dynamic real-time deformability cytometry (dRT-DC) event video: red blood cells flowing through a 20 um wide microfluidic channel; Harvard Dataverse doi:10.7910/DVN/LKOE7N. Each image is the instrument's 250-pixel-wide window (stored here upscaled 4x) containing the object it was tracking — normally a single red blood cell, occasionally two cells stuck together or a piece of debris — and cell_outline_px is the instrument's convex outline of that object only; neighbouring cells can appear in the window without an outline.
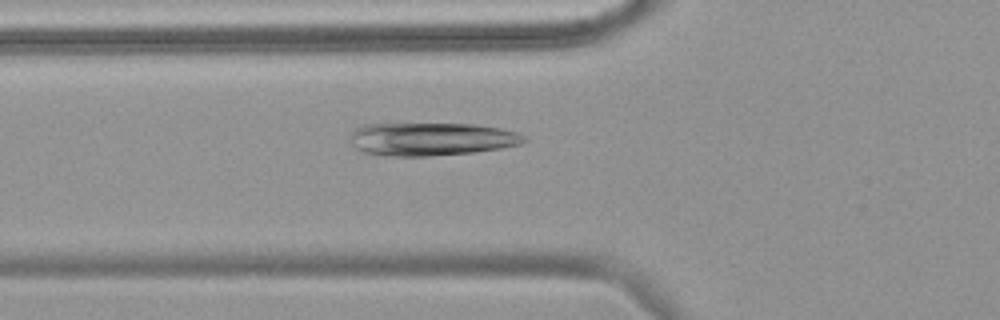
{"species": "common noctule bat (a hibernating species)", "species_latin": "Nyctalus noctula", "temperature_condition": "warm", "stored_images_in_passage": 38, "camera_frame_rate_fps": 3000, "um_per_image_px": 0.085, "animal": {"sex": "female", "body_mass_g": 18.4}, "frame": {"image": 1, "passage_image": 7, "time_ms": 2.0, "image_size_px": [1000, 320], "cell_outline_px": [[528, 140], [520, 144], [500, 148], [476, 152], [428, 156], [384, 156], [360, 152], [352, 144], [348, 136], [356, 128], [364, 124], [472, 124], [500, 128], [516, 132], [524, 136]], "centroid_in_image_um": [36.61, 11.83], "position_along_channel_um": 89.2, "area_um2": 33.7}}
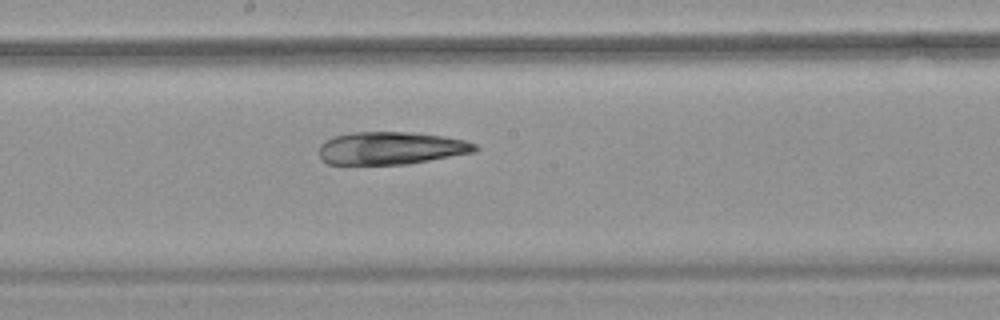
{"frame": {"image": 2, "passage_image": 17, "time_ms": 5.333, "image_size_px": [1000, 320], "cell_outline_px": [[480, 148], [476, 152], [408, 164], [328, 164], [320, 160], [320, 144], [324, 140], [332, 136], [352, 132], [412, 132], [444, 136], [464, 140], [476, 144]], "centroid_in_image_um": [33.23, 12.59], "position_along_channel_um": 215.0, "area_um2": 30.0}}
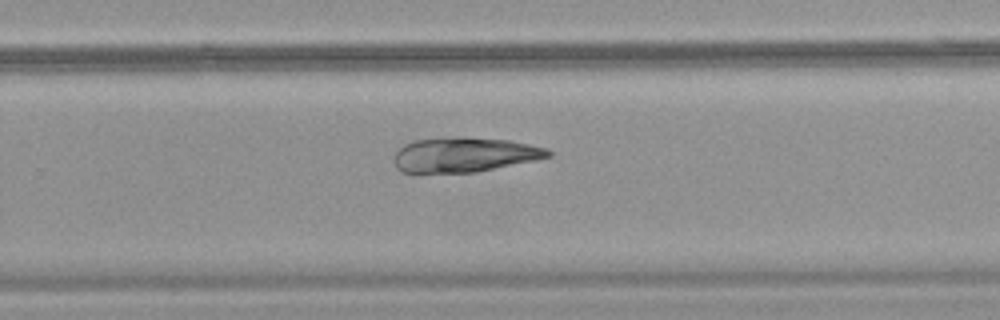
{"frame": {"image": 3, "passage_image": 23, "time_ms": 7.333, "image_size_px": [1000, 320], "cell_outline_px": [[552, 156], [536, 160], [476, 172], [400, 172], [396, 168], [392, 160], [396, 152], [404, 144], [416, 140], [456, 136], [464, 136], [508, 140], [548, 148], [552, 152]], "centroid_in_image_um": [39.47, 13.14], "position_along_channel_um": 290.3, "area_um2": 31.39}}